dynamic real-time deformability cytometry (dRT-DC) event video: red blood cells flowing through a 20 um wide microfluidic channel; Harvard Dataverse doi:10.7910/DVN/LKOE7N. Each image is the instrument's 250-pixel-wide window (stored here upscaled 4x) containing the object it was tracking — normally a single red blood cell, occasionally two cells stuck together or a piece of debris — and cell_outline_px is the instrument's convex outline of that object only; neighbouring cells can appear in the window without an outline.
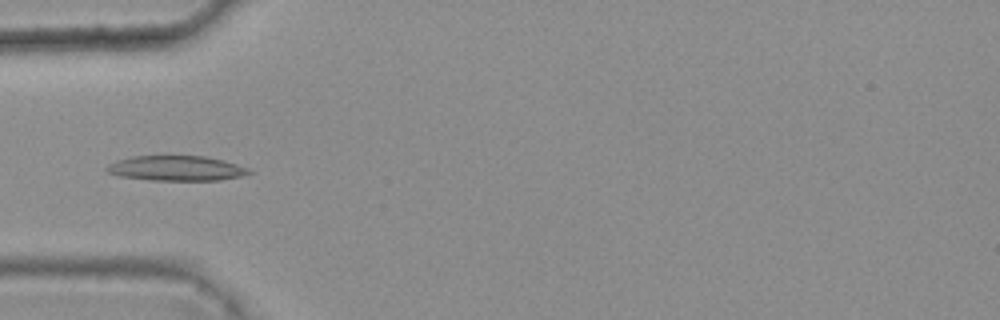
{"species": "common noctule bat (a hibernating species)", "species_latin": "Nyctalus noctula", "temperature_condition": "warm", "stored_images_in_passage": 6, "camera_frame_rate_fps": 3000, "um_per_image_px": 0.085, "animal": {"sex": "female", "body_mass_g": 25.1}, "frame": {"image": 1, "passage_image": 3, "time_ms": 0.667, "image_size_px": [1000, 320], "cell_outline_px": [[252, 172], [240, 176], [220, 180], [152, 180], [120, 176], [108, 172], [104, 168], [108, 164], [116, 160], [132, 156], [204, 156], [224, 160], [248, 168]], "centroid_in_image_um": [14.96, 14.3], "position_along_channel_um": 70.0, "area_um2": 20.63}}
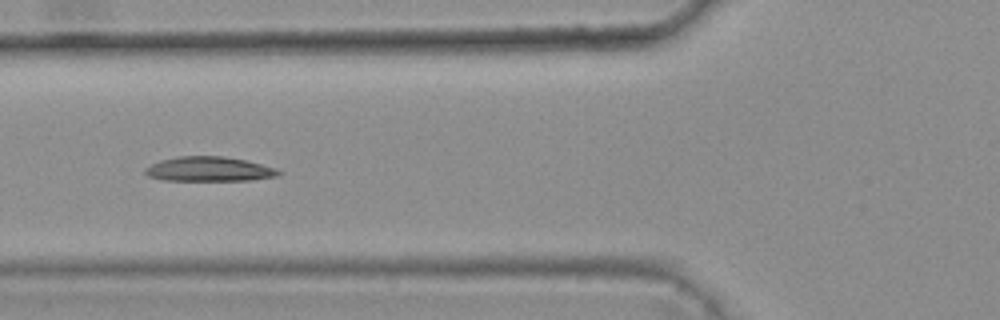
{"frame": {"image": 2, "passage_image": 4, "time_ms": 1.0, "image_size_px": [1000, 320], "cell_outline_px": [[284, 172], [276, 176], [252, 180], [160, 180], [148, 176], [144, 172], [144, 168], [160, 160], [180, 156], [224, 156], [244, 160], [276, 168]], "centroid_in_image_um": [17.76, 14.37], "position_along_channel_um": 108.0, "area_um2": 19.07}}
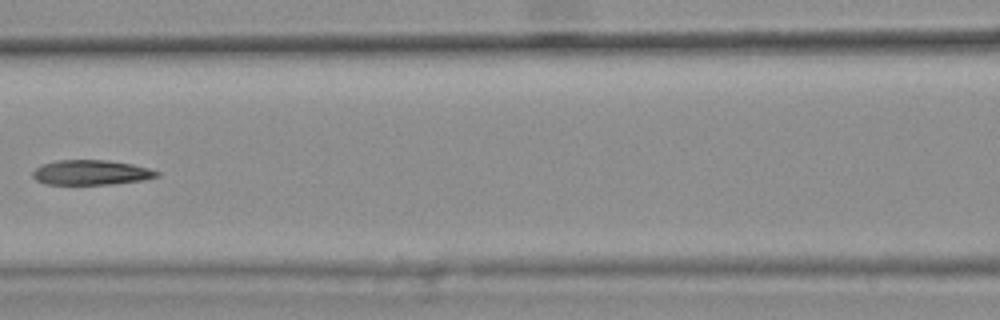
{"frame": {"image": 3, "passage_image": 5, "time_ms": 1.333, "image_size_px": [1000, 320], "cell_outline_px": [[160, 176], [144, 180], [112, 184], [48, 184], [36, 180], [32, 176], [32, 172], [40, 164], [56, 160], [108, 160], [132, 164], [148, 168], [160, 172]], "centroid_in_image_um": [7.75, 14.65], "position_along_channel_um": 158.9, "area_um2": 18.09}}